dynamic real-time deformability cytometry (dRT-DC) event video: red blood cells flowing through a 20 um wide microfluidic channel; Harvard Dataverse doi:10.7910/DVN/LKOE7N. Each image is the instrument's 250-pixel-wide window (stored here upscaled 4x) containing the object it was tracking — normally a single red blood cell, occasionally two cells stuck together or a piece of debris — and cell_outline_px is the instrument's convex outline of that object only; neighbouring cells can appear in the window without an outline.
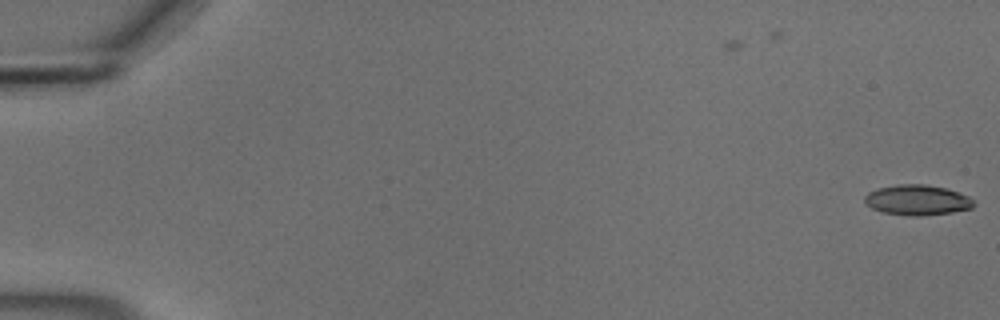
{"species": "common noctule bat (a hibernating species)", "species_latin": "Nyctalus noctula", "temperature_condition": "cold", "stored_images_in_passage": 5, "camera_frame_rate_fps": 3000, "um_per_image_px": 0.085, "animal": {"sex": "male", "body_mass_g": 18.8}, "frame": {"image": 1, "passage_image": 5, "time_ms": 1.333, "image_size_px": [1000, 320], "cell_outline_px": [[976, 204], [972, 208], [952, 212], [920, 216], [908, 216], [884, 212], [872, 208], [864, 204], [864, 196], [868, 192], [876, 188], [900, 184], [924, 184], [944, 188], [968, 196]], "centroid_in_image_um": [77.93, 17.01], "position_along_channel_um": 7.1, "area_um2": 19.25}}